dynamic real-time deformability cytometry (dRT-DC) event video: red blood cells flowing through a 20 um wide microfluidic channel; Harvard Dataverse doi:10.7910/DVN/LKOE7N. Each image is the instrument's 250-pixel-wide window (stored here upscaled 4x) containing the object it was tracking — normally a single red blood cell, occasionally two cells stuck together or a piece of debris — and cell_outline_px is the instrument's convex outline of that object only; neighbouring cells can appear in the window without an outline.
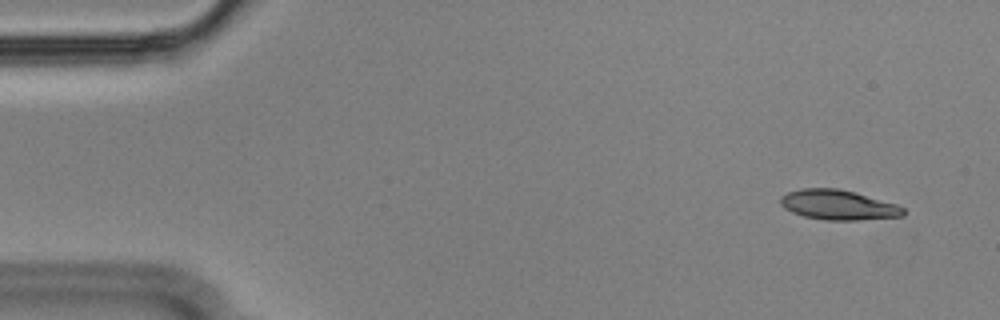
{"species": "Egyptian fruit bat (a non-hibernating species)", "species_latin": "Rousettus aegyptiacus", "temperature_condition": "cold", "stored_images_in_passage": 53, "camera_frame_rate_fps": 3000, "um_per_image_px": 0.085, "animal": {"sex": "male"}, "frame": {"image": 1, "passage_image": 1, "time_ms": 0.0, "image_size_px": [1000, 320], "cell_outline_px": [[904, 216], [856, 220], [824, 220], [804, 216], [792, 212], [784, 208], [780, 204], [780, 196], [788, 192], [800, 188], [840, 188], [856, 192], [896, 204], [904, 208]], "centroid_in_image_um": [71.22, 17.41], "position_along_channel_um": 13.8, "area_um2": 21.5}}
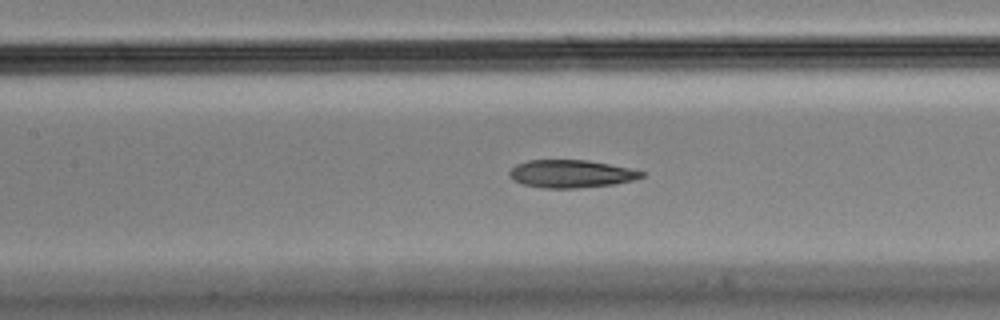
{"frame": {"image": 2, "passage_image": 22, "time_ms": 7.0, "image_size_px": [1000, 320], "cell_outline_px": [[644, 176], [632, 180], [612, 184], [576, 188], [544, 188], [524, 184], [512, 180], [508, 176], [508, 172], [516, 164], [528, 160], [588, 160], [628, 168], [644, 172]], "centroid_in_image_um": [48.48, 14.77], "position_along_channel_um": 158.9, "area_um2": 21.21}}
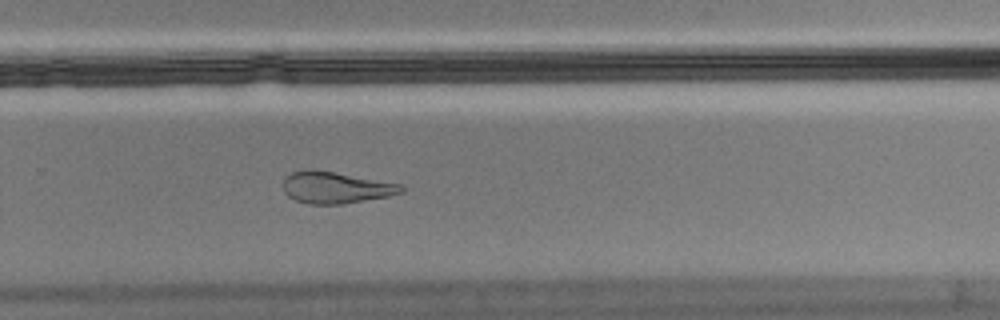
{"frame": {"image": 3, "passage_image": 34, "time_ms": 11.0, "image_size_px": [1000, 320], "cell_outline_px": [[404, 192], [388, 196], [344, 204], [308, 204], [296, 200], [288, 196], [284, 192], [284, 176], [292, 172], [312, 168], [404, 184]], "centroid_in_image_um": [28.55, 15.93], "position_along_channel_um": 301.2, "area_um2": 22.02}, "authors_computed_cell_mechanics": {"area_um2": 22.3108, "velocity_mm_per_s": 3.5796, "shape_relaxation_time_tau1_ms": null, "shape_relaxation_time_tau2_ms": 4.6034, "deformation_change_tau1": null, "deformation_change_tau2": 0.14}}